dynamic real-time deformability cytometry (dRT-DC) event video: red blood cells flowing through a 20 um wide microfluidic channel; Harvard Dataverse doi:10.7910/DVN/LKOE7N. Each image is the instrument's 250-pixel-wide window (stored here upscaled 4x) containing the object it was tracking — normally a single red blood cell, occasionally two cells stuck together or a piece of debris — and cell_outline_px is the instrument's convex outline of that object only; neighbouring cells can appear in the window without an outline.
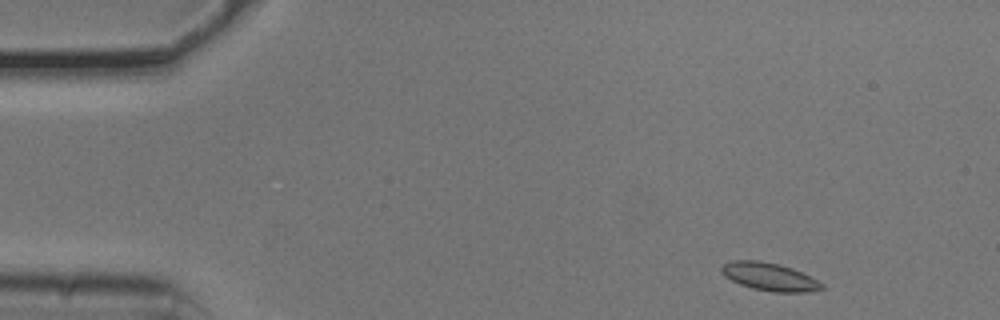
{"species": "common noctule bat (a hibernating species)", "species_latin": "Nyctalus noctula", "temperature_condition": "cold", "stored_images_in_passage": 50, "camera_frame_rate_fps": 3000, "um_per_image_px": 0.085, "animal": {"sex": "male", "body_mass_g": 20.5, "forearm_length_mm": 52.5}, "frame": {"image": 1, "passage_image": 2, "time_ms": 0.333, "image_size_px": [1000, 320], "cell_outline_px": [[824, 288], [808, 292], [772, 292], [752, 288], [740, 284], [724, 276], [720, 272], [720, 268], [724, 264], [732, 260], [760, 260], [780, 264], [792, 268], [824, 284]], "centroid_in_image_um": [65.37, 23.51], "position_along_channel_um": 19.6, "area_um2": 16.3}}
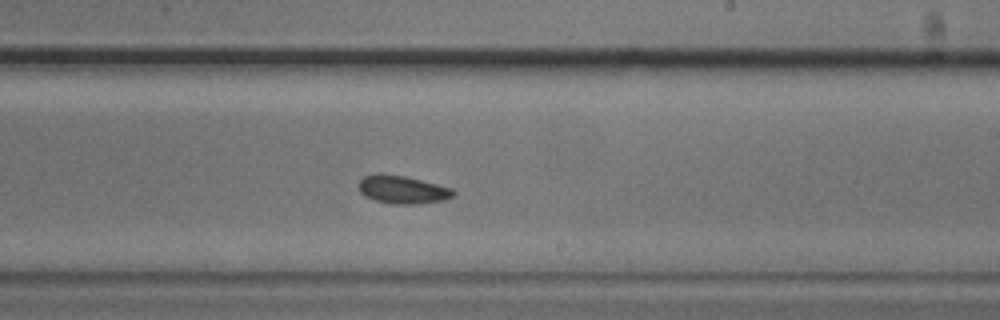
{"frame": {"image": 2, "passage_image": 28, "time_ms": 9.0, "image_size_px": [1000, 320], "cell_outline_px": [[456, 196], [444, 200], [416, 204], [392, 204], [376, 200], [364, 196], [360, 192], [360, 180], [364, 176], [380, 172], [404, 176], [452, 188], [456, 192]], "centroid_in_image_um": [34.23, 16.11], "position_along_channel_um": 254.8, "area_um2": 15.49}}
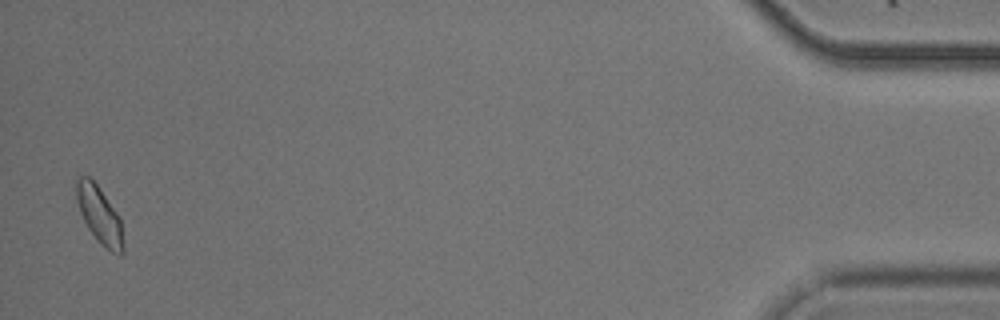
{"frame": {"image": 3, "passage_image": 49, "time_ms": 16.0, "image_size_px": [1000, 320], "cell_outline_px": [[124, 252], [120, 256], [112, 252], [100, 244], [96, 240], [88, 228], [80, 212], [76, 200], [76, 180], [80, 176], [88, 176], [96, 184], [120, 216], [124, 244]], "centroid_in_image_um": [8.47, 18.31], "position_along_channel_um": 426.7, "area_um2": 15.66}, "authors_computed_cell_mechanics": {"area_um2": 15.3459, "velocity_mm_per_s": 3.7318, "shape_relaxation_time_tau1_ms": 4.6667, "shape_relaxation_time_tau2_ms": null, "deformation_change_tau1": 0.0644, "deformation_change_tau2": null}}